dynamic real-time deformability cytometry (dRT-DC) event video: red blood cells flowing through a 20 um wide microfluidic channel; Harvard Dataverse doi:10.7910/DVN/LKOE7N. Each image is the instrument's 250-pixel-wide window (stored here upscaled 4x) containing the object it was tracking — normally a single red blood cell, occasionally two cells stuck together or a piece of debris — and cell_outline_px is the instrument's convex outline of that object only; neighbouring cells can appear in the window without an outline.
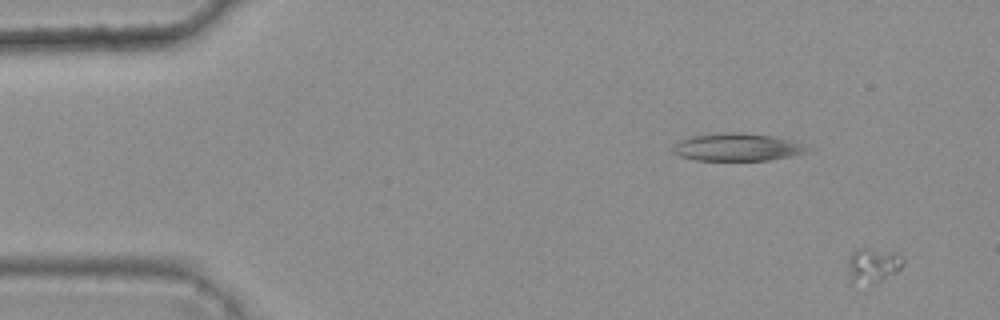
{"species": "common noctule bat (a hibernating species)", "species_latin": "Nyctalus noctula", "temperature_condition": "warm", "stored_images_in_passage": 2, "camera_frame_rate_fps": 3000, "um_per_image_px": 0.085, "animal": {"sex": "female", "body_mass_g": 25.1}, "frame": {"image": 1, "passage_image": 2, "time_ms": 0.333, "image_size_px": [1000, 320], "cell_outline_px": [[904, 264], [896, 272], [872, 284], [852, 284], [848, 264], [848, 256], [856, 248], [868, 248], [896, 252], [904, 256]], "centroid_in_image_um": [74.2, 22.52], "position_along_channel_um": 10.8, "area_um2": 11.33}}